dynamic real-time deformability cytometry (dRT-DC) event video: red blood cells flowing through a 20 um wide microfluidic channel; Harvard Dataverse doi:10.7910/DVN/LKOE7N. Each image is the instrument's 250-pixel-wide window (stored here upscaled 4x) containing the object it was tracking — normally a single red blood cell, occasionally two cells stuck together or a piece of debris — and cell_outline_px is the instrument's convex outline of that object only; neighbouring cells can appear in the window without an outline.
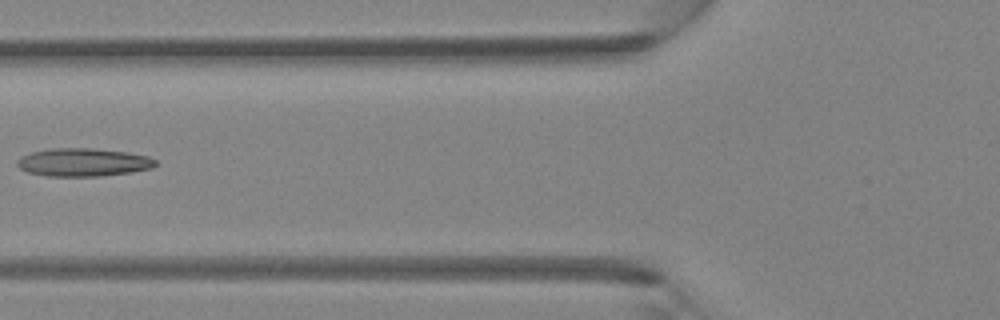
{"species": "Egyptian fruit bat (a non-hibernating species)", "species_latin": "Rousettus aegyptiacus", "temperature_condition": "room temperature", "stored_images_in_passage": 5, "camera_frame_rate_fps": 3000, "um_per_image_px": 0.085, "animal": {"sex": "female"}, "frame": {"image": 1, "passage_image": 5, "time_ms": 1.333, "image_size_px": [1000, 320], "cell_outline_px": [[156, 164], [152, 168], [132, 172], [100, 176], [48, 176], [28, 172], [20, 168], [16, 164], [16, 160], [20, 156], [32, 152], [52, 148], [92, 148], [124, 152], [148, 156], [156, 160]], "centroid_in_image_um": [7.05, 13.79], "position_along_channel_um": 118.7, "area_um2": 22.6}}